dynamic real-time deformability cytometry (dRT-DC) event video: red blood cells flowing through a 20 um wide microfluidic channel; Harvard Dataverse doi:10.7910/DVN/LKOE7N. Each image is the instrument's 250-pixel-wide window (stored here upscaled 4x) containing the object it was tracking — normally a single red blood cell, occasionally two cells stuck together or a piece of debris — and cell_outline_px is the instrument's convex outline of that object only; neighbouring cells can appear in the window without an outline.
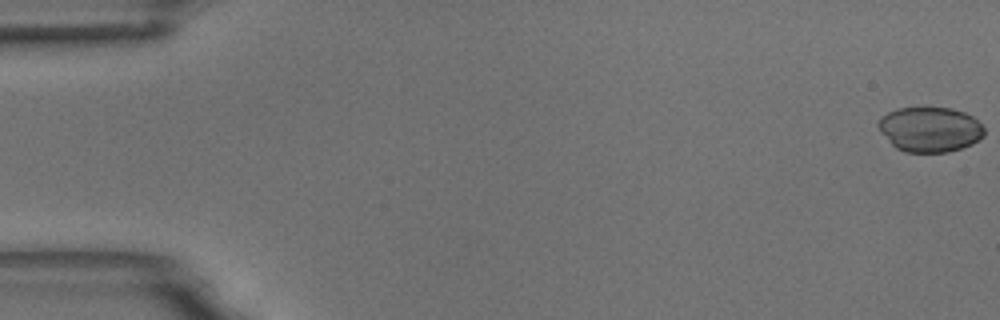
{"species": "common noctule bat (a hibernating species)", "species_latin": "Nyctalus noctula", "temperature_condition": "room temperature", "stored_images_in_passage": 59, "camera_frame_rate_fps": 3000, "um_per_image_px": 0.085, "animal": {"sex": "male", "body_mass_g": 18.8}, "frame": {"image": 1, "passage_image": 1, "time_ms": 0.0, "image_size_px": [1000, 320], "cell_outline_px": [[984, 136], [972, 144], [948, 152], [904, 152], [896, 148], [880, 132], [876, 124], [888, 112], [896, 108], [924, 104], [952, 108], [964, 112], [972, 116], [984, 128]], "centroid_in_image_um": [79.02, 10.95], "position_along_channel_um": 6.0, "area_um2": 28.5}}
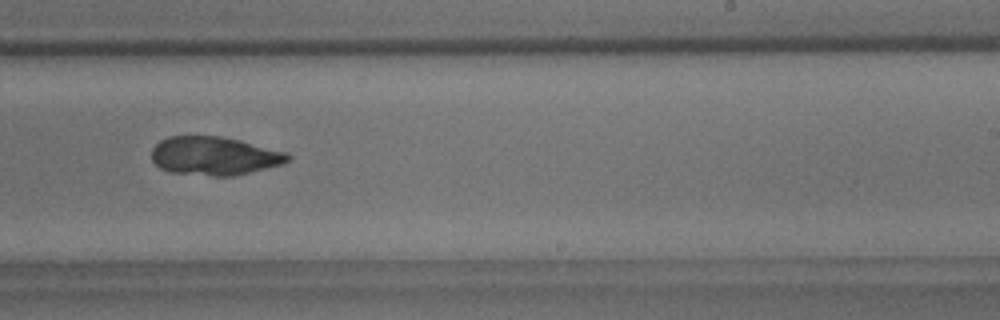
{"frame": {"image": 2, "passage_image": 37, "time_ms": 12.0, "image_size_px": [1000, 320], "cell_outline_px": [[292, 156], [288, 160], [280, 164], [232, 176], [212, 176], [168, 172], [160, 168], [152, 160], [152, 148], [160, 140], [168, 136], [220, 136], [240, 140], [288, 152]], "centroid_in_image_um": [18.19, 13.24], "position_along_channel_um": 270.8, "area_um2": 30.52}}
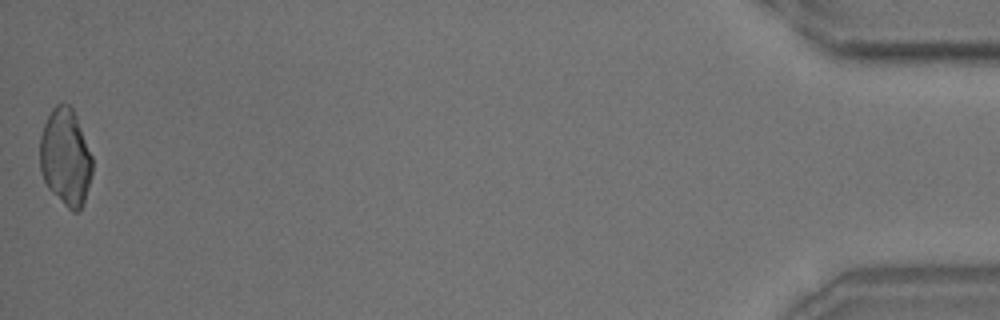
{"frame": {"image": 3, "passage_image": 59, "time_ms": 19.333, "image_size_px": [1000, 320], "cell_outline_px": [[92, 172], [84, 204], [80, 212], [72, 212], [48, 188], [40, 172], [40, 136], [44, 124], [52, 108], [56, 104], [68, 104], [72, 108], [76, 116], [92, 156]], "centroid_in_image_um": [5.57, 13.39], "position_along_channel_um": 429.6, "area_um2": 29.65}}